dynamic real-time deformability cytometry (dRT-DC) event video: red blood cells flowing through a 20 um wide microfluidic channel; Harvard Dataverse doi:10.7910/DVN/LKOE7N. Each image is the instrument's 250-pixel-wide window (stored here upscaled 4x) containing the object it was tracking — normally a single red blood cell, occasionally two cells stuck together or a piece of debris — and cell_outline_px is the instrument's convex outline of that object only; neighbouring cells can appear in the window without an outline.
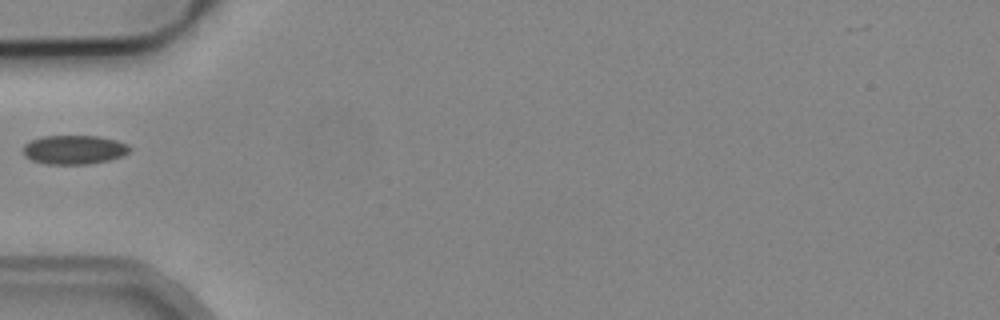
{"species": "common noctule bat (a hibernating species)", "species_latin": "Nyctalus noctula", "temperature_condition": "cold", "stored_images_in_passage": 6, "camera_frame_rate_fps": 3000, "um_per_image_px": 0.085, "animal": {"sex": "male", "body_mass_g": 19.2, "forearm_length_mm": 51.8}, "frame": {"image": 1, "passage_image": 5, "time_ms": 5.667, "image_size_px": [1000, 320], "cell_outline_px": [[132, 148], [124, 156], [108, 160], [88, 164], [44, 164], [32, 160], [24, 156], [24, 144], [32, 140], [44, 136], [96, 136], [116, 140], [128, 144]], "centroid_in_image_um": [6.32, 12.73], "position_along_channel_um": 78.7, "area_um2": 18.03}}